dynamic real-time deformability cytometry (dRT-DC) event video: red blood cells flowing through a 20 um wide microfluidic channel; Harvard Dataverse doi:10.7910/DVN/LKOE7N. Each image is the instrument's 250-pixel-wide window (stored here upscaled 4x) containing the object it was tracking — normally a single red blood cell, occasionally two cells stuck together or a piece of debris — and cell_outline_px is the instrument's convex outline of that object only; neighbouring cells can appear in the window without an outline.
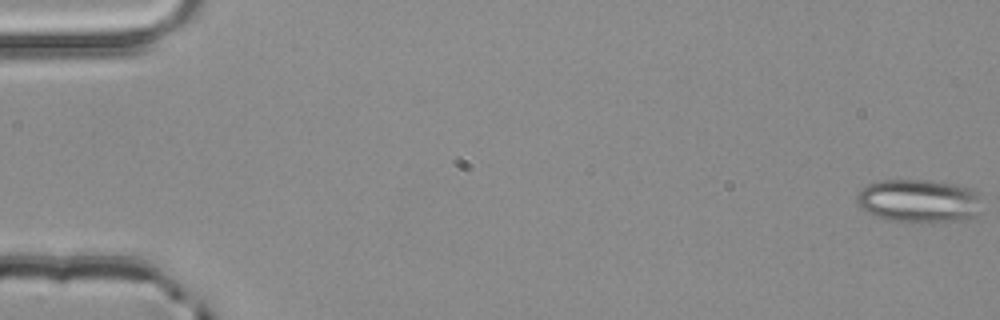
{"species": "common noctule bat (a hibernating species)", "species_latin": "Nyctalus noctula", "temperature_condition": "room temperature", "stored_images_in_passage": 4, "camera_frame_rate_fps": 3000, "um_per_image_px": 0.085, "animal": {"sex": "male", "body_mass_g": 20.4}, "frame": {"image": 1, "passage_image": 1, "time_ms": 0.0, "image_size_px": [1000, 320], "cell_outline_px": [[984, 212], [968, 220], [884, 220], [860, 208], [856, 204], [856, 196], [868, 184], [876, 180], [928, 180], [956, 184], [972, 188], [980, 192]], "centroid_in_image_um": [78.19, 17.05], "position_along_channel_um": 6.8, "area_um2": 31.79}}
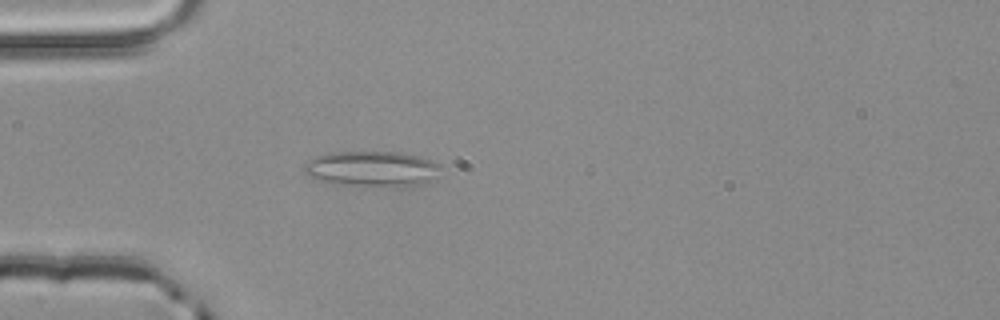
{"frame": {"image": 2, "passage_image": 4, "time_ms": 1.0, "image_size_px": [1000, 320], "cell_outline_px": [[440, 168], [436, 180], [420, 184], [320, 184], [308, 176], [304, 172], [304, 164], [316, 156], [328, 152], [400, 152], [420, 156], [432, 160], [440, 164]], "centroid_in_image_um": [31.57, 14.32], "position_along_channel_um": 53.4, "area_um2": 28.03}}